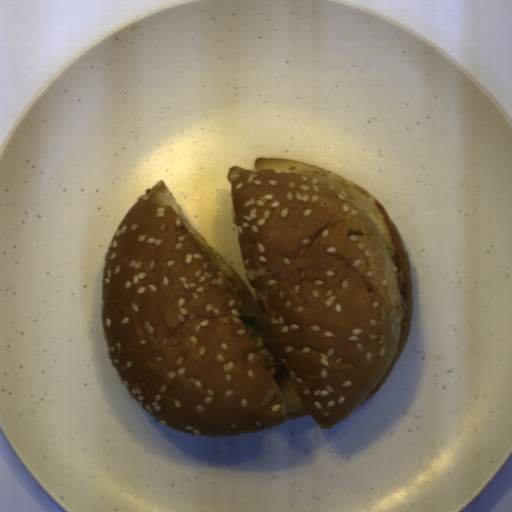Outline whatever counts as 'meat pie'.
Returning a JSON list of instances; mask_svg holds the SVG:
<instances>
[{
	"label": "meat pie",
	"instance_id": "obj_1",
	"mask_svg": "<svg viewBox=\"0 0 512 512\" xmlns=\"http://www.w3.org/2000/svg\"><path fill=\"white\" fill-rule=\"evenodd\" d=\"M252 342L257 349L260 358L266 363L273 379L282 369V362L276 359L275 355L265 347L262 332L257 325L255 332L251 336Z\"/></svg>",
	"mask_w": 512,
	"mask_h": 512
}]
</instances>
